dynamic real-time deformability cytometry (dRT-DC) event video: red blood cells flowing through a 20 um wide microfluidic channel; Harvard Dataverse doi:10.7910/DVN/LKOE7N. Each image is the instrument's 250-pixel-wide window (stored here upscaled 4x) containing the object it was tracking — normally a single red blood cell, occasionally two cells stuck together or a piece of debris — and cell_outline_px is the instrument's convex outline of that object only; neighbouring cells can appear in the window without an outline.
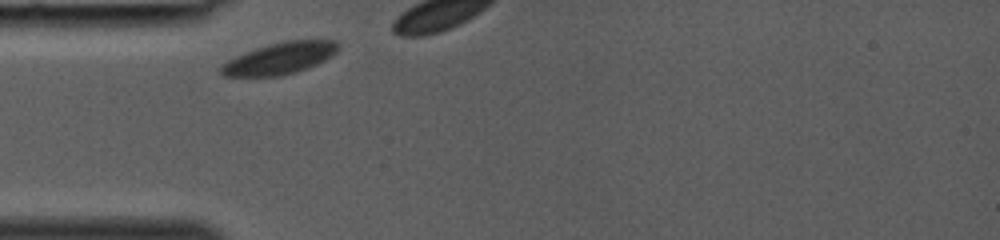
{"species": "common noctule bat (a hibernating species)", "species_latin": "Nyctalus noctula", "temperature_condition": "room temperature", "stored_images_in_passage": 4, "camera_frame_rate_fps": 3000, "um_per_image_px": 0.085, "animal": {"sex": "female", "body_mass_g": 19.0, "forearm_length_mm": 53.3}, "frame": {"image": 1, "passage_image": 1, "time_ms": 0.0, "image_size_px": [1000, 240], "cell_outline_px": [[340, 48], [332, 56], [308, 68], [296, 72], [280, 76], [224, 76], [216, 68], [220, 64], [236, 56], [256, 48], [268, 44], [284, 40], [336, 40], [340, 44]], "centroid_in_image_um": [23.77, 4.95], "position_along_channel_um": 61.2, "area_um2": 21.85}}